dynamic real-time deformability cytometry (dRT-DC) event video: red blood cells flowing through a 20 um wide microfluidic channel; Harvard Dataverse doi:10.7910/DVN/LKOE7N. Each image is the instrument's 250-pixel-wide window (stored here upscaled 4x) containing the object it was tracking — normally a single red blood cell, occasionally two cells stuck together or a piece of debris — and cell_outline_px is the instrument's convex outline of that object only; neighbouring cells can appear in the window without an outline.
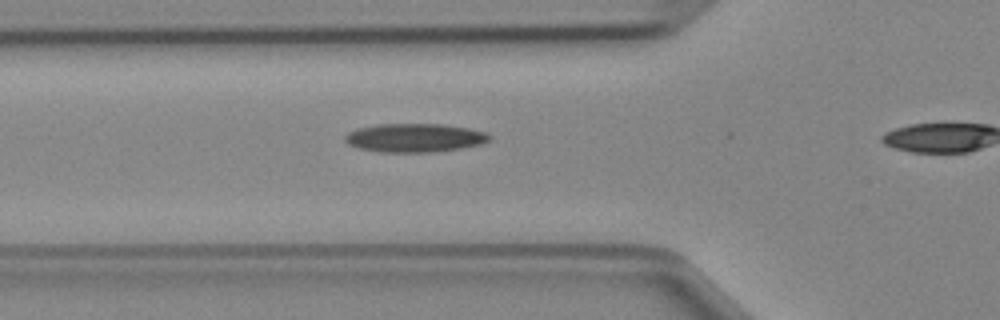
{"species": "Egyptian fruit bat (a non-hibernating species)", "species_latin": "Rousettus aegyptiacus", "temperature_condition": "cold", "stored_images_in_passage": 7, "camera_frame_rate_fps": 3000, "um_per_image_px": 0.085, "animal": {"sex": "female"}, "frame": {"image": 1, "passage_image": 6, "time_ms": 1.667, "image_size_px": [1000, 320], "cell_outline_px": [[492, 136], [484, 144], [460, 148], [432, 152], [380, 152], [360, 148], [348, 144], [344, 140], [344, 136], [348, 132], [356, 128], [380, 124], [440, 124], [468, 128], [488, 132]], "centroid_in_image_um": [35.26, 11.71], "position_along_channel_um": 90.5, "area_um2": 24.16}}